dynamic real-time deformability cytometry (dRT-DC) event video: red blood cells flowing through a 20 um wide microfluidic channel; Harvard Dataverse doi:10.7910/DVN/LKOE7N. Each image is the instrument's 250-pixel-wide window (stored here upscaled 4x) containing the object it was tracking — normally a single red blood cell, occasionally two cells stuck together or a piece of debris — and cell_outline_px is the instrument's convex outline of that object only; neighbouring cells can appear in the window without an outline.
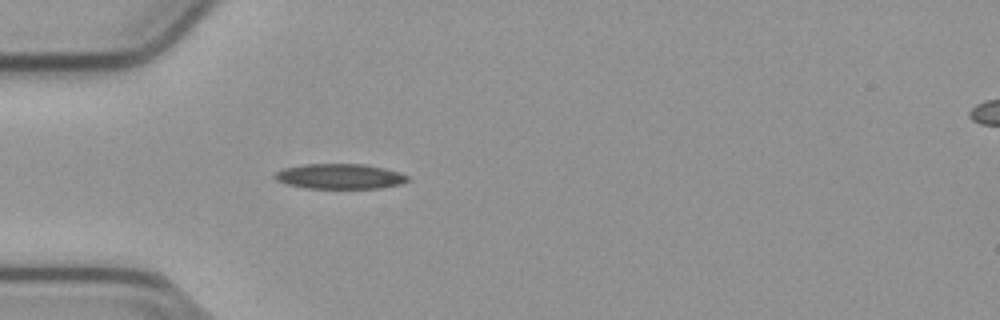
{"species": "common noctule bat (a hibernating species)", "species_latin": "Nyctalus noctula", "temperature_condition": "cold", "stored_images_in_passage": 39, "camera_frame_rate_fps": 3000, "um_per_image_px": 0.085, "animal": {"sex": "male", "body_mass_g": 23.1, "forearm_length_mm": 52.7}, "frame": {"image": 1, "passage_image": 1, "time_ms": 0.0, "image_size_px": [1000, 320], "cell_outline_px": [[412, 180], [400, 184], [380, 188], [308, 188], [288, 184], [276, 180], [272, 176], [276, 172], [284, 168], [304, 164], [364, 164], [384, 168], [400, 172], [408, 176]], "centroid_in_image_um": [28.91, 14.99], "position_along_channel_um": 56.1, "area_um2": 19.48}}
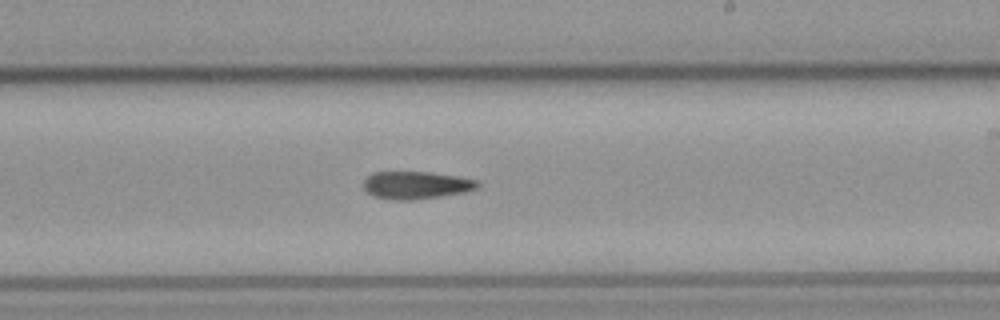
{"frame": {"image": 2, "passage_image": 17, "time_ms": 5.333, "image_size_px": [1000, 320], "cell_outline_px": [[480, 184], [476, 188], [464, 192], [416, 200], [392, 200], [372, 196], [364, 188], [364, 180], [372, 172], [432, 172], [460, 176], [480, 180]], "centroid_in_image_um": [35.39, 15.73], "position_along_channel_um": 253.6, "area_um2": 18.55}}
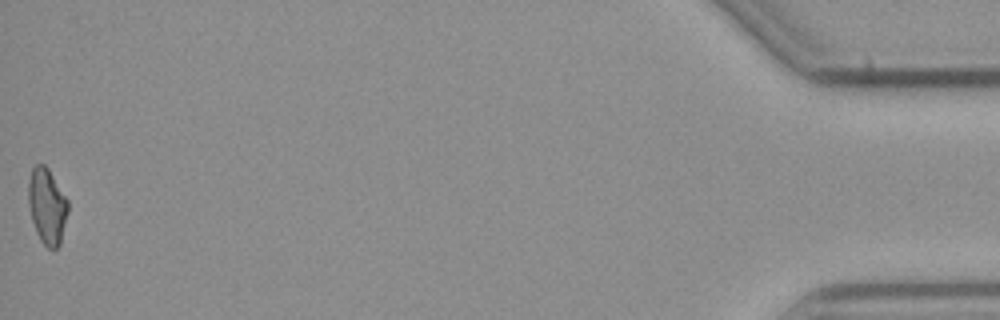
{"frame": {"image": 3, "passage_image": 39, "time_ms": 12.667, "image_size_px": [1000, 320], "cell_outline_px": [[68, 212], [60, 244], [56, 248], [48, 248], [40, 240], [36, 232], [32, 220], [28, 204], [28, 184], [32, 168], [36, 164], [44, 164], [48, 168], [68, 200]], "centroid_in_image_um": [4.0, 17.51], "position_along_channel_um": 431.2, "area_um2": 17.46}}